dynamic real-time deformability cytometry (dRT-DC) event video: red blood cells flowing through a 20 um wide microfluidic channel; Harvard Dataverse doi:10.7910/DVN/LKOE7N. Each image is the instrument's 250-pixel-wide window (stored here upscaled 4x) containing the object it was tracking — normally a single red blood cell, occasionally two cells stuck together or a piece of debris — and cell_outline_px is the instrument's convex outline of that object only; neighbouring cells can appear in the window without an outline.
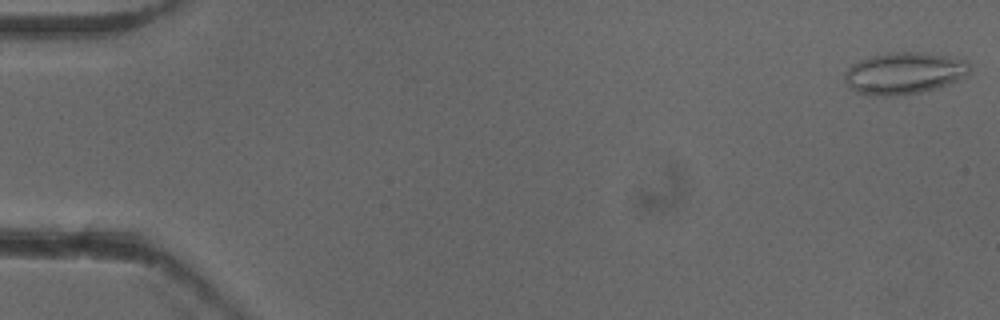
{"species": "common noctule bat (a hibernating species)", "species_latin": "Nyctalus noctula", "temperature_condition": "cold", "stored_images_in_passage": 52, "camera_frame_rate_fps": 3000, "um_per_image_px": 0.085, "animal": {"sex": "female"}, "frame": {"image": 1, "passage_image": 1, "time_ms": 0.0, "image_size_px": [1000, 320], "cell_outline_px": [[968, 72], [964, 76], [948, 84], [936, 88], [920, 92], [888, 96], [872, 96], [856, 92], [844, 80], [844, 72], [852, 64], [860, 60], [872, 56], [888, 52], [916, 52], [948, 56], [968, 60]], "centroid_in_image_um": [76.81, 6.22], "position_along_channel_um": 8.2, "area_um2": 30.23}}
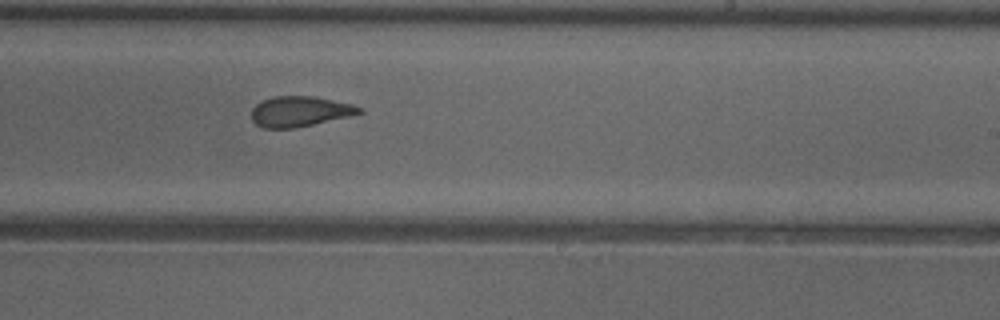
{"frame": {"image": 2, "passage_image": 32, "time_ms": 10.333, "image_size_px": [1000, 320], "cell_outline_px": [[364, 112], [348, 116], [312, 124], [292, 128], [264, 128], [256, 124], [252, 120], [252, 108], [256, 104], [272, 96], [312, 96], [352, 104], [364, 108]], "centroid_in_image_um": [25.47, 9.46], "position_along_channel_um": 263.5, "area_um2": 18.84}}
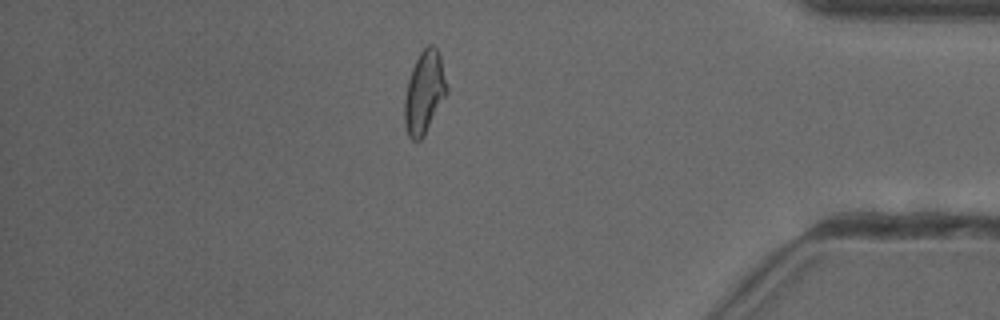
{"frame": {"image": 3, "passage_image": 45, "time_ms": 14.667, "image_size_px": [1000, 320], "cell_outline_px": [[448, 92], [424, 136], [420, 140], [412, 140], [408, 136], [404, 124], [404, 100], [408, 80], [412, 68], [420, 52], [428, 44], [432, 44], [436, 48], [440, 56], [448, 88]], "centroid_in_image_um": [36.06, 7.87], "position_along_channel_um": 399.1, "area_um2": 20.35}, "authors_computed_cell_mechanics": {"area_um2": 20.3456, "velocity_mm_per_s": 3.9552, "shape_relaxation_time_tau1_ms": 8.4442, "shape_relaxation_time_tau2_ms": 1.8527, "deformation_change_tau1": 0.1883, "deformation_change_tau2": 0.0794}}